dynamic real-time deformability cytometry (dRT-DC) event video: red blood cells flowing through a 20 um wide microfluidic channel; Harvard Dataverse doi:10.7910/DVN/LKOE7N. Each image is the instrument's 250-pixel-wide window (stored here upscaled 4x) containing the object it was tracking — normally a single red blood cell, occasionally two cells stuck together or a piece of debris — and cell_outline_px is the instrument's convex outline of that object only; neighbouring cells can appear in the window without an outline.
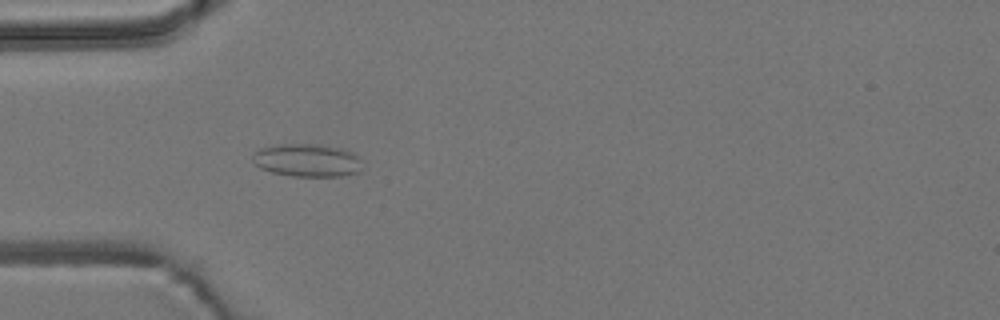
{"species": "common noctule bat (a hibernating species)", "species_latin": "Nyctalus noctula", "temperature_condition": "room temperature", "stored_images_in_passage": 39, "camera_frame_rate_fps": 3000, "um_per_image_px": 0.085, "animal": {"sex": "male", "body_mass_g": 19.2, "forearm_length_mm": 51.8}, "frame": {"image": 1, "passage_image": 2, "time_ms": 0.333, "image_size_px": [1000, 320], "cell_outline_px": [[360, 172], [340, 176], [292, 176], [272, 172], [260, 168], [252, 160], [252, 156], [260, 148], [280, 144], [316, 144], [340, 148], [352, 152], [356, 156]], "centroid_in_image_um": [26.05, 13.62], "position_along_channel_um": 58.9, "area_um2": 20.69}}
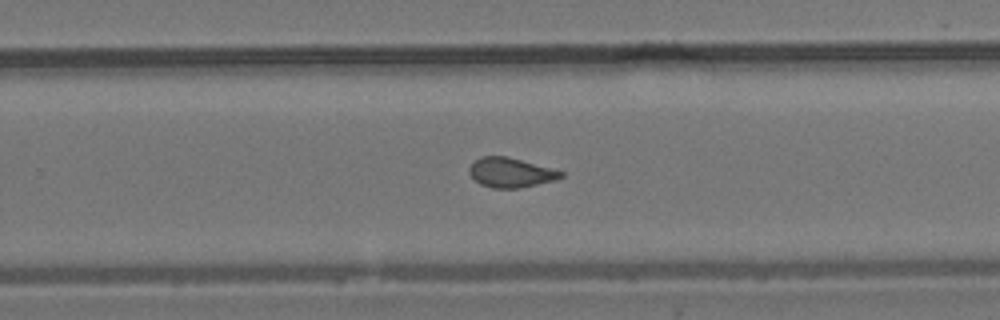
{"frame": {"image": 2, "passage_image": 20, "time_ms": 6.333, "image_size_px": [1000, 320], "cell_outline_px": [[564, 176], [556, 180], [520, 188], [492, 188], [480, 184], [468, 172], [468, 168], [480, 156], [508, 156], [552, 168], [564, 172]], "centroid_in_image_um": [43.43, 14.66], "position_along_channel_um": 286.4, "area_um2": 15.9}}
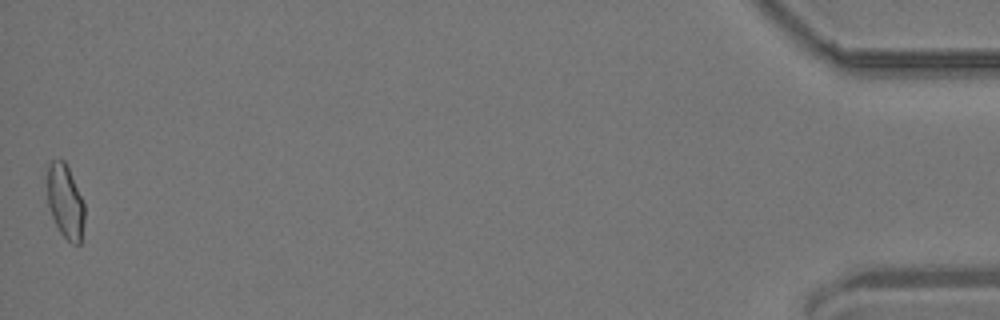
{"frame": {"image": 3, "passage_image": 39, "time_ms": 12.667, "image_size_px": [1000, 320], "cell_outline_px": [[84, 220], [80, 244], [72, 244], [60, 232], [52, 216], [48, 204], [48, 164], [52, 160], [64, 160], [68, 168], [84, 204]], "centroid_in_image_um": [5.55, 17.15], "position_along_channel_um": 429.7, "area_um2": 15.66}, "authors_computed_cell_mechanics": {"area_um2": 15.9528, "velocity_mm_per_s": 3.8367, "shape_relaxation_time_tau1_ms": null, "shape_relaxation_time_tau2_ms": 1.6899, "deformation_change_tau1": null, "deformation_change_tau2": 0.0662}}